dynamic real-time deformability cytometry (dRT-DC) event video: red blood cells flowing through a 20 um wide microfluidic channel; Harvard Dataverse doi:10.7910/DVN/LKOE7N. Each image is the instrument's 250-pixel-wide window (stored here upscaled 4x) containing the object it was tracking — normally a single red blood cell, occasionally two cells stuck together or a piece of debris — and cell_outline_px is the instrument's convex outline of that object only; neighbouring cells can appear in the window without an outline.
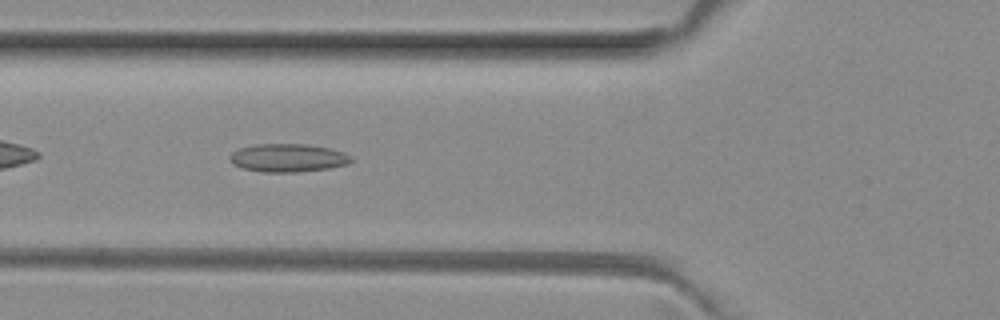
{"species": "common noctule bat (a hibernating species)", "species_latin": "Nyctalus noctula", "temperature_condition": "room temperature", "stored_images_in_passage": 5, "camera_frame_rate_fps": 3000, "um_per_image_px": 0.085, "animal": {"sex": "female", "body_mass_g": 29.2, "forearm_length_mm": 56.3}, "frame": {"image": 1, "passage_image": 5, "time_ms": 1.333, "image_size_px": [1000, 320], "cell_outline_px": [[352, 160], [348, 164], [328, 168], [296, 172], [260, 172], [244, 168], [232, 164], [228, 156], [232, 152], [240, 148], [256, 144], [304, 144], [332, 148], [344, 152], [352, 156]], "centroid_in_image_um": [24.48, 13.41], "position_along_channel_um": 101.3, "area_um2": 20.0}}